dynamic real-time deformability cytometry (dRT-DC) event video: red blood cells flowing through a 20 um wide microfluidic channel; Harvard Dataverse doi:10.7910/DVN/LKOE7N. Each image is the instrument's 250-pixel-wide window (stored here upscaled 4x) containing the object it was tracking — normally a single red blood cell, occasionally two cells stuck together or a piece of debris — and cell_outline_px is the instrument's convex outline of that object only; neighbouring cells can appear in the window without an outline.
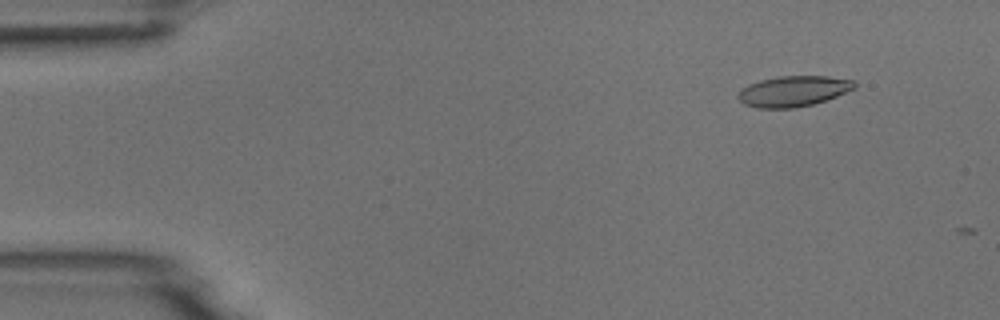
{"species": "common noctule bat (a hibernating species)", "species_latin": "Nyctalus noctula", "temperature_condition": "room temperature", "stored_images_in_passage": 3, "camera_frame_rate_fps": 3000, "um_per_image_px": 0.085, "animal": {"sex": "male", "body_mass_g": 18.8}, "frame": {"image": 1, "passage_image": 2, "time_ms": 1.0, "image_size_px": [1000, 320], "cell_outline_px": [[856, 88], [836, 96], [812, 104], [792, 108], [756, 108], [744, 104], [736, 96], [740, 88], [748, 84], [760, 80], [776, 76], [828, 76], [856, 80]], "centroid_in_image_um": [67.41, 7.74], "position_along_channel_um": 17.6, "area_um2": 20.92}}